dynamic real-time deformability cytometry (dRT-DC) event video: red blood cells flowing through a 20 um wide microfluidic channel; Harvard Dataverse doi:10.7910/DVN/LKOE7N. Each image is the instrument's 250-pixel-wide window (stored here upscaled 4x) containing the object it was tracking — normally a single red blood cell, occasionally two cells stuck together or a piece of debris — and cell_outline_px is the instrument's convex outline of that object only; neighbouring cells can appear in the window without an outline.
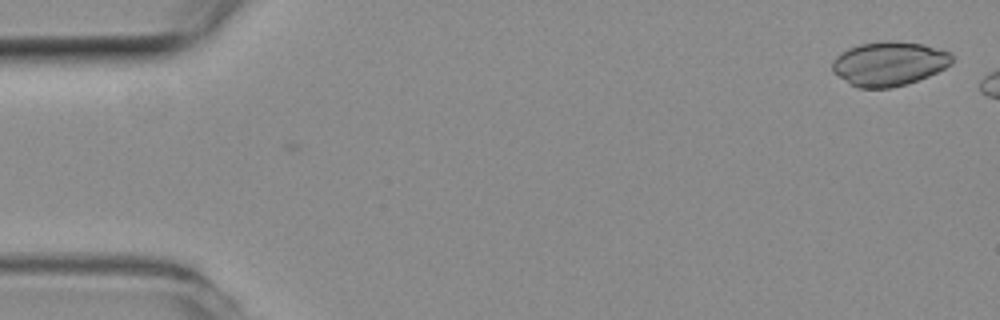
{"species": "common noctule bat (a hibernating species)", "species_latin": "Nyctalus noctula", "temperature_condition": "room temperature", "stored_images_in_passage": 7, "camera_frame_rate_fps": 3000, "um_per_image_px": 0.085, "animal": {"sex": "female", "body_mass_g": 19.3, "forearm_length_mm": 54.1}, "frame": {"image": 1, "passage_image": 1, "time_ms": 0.0, "image_size_px": [1000, 320], "cell_outline_px": [[952, 64], [928, 76], [908, 84], [888, 88], [860, 88], [852, 84], [832, 72], [832, 60], [840, 52], [848, 48], [860, 44], [888, 40], [924, 44], [952, 52]], "centroid_in_image_um": [75.58, 5.4], "position_along_channel_um": 9.4, "area_um2": 30.92}}